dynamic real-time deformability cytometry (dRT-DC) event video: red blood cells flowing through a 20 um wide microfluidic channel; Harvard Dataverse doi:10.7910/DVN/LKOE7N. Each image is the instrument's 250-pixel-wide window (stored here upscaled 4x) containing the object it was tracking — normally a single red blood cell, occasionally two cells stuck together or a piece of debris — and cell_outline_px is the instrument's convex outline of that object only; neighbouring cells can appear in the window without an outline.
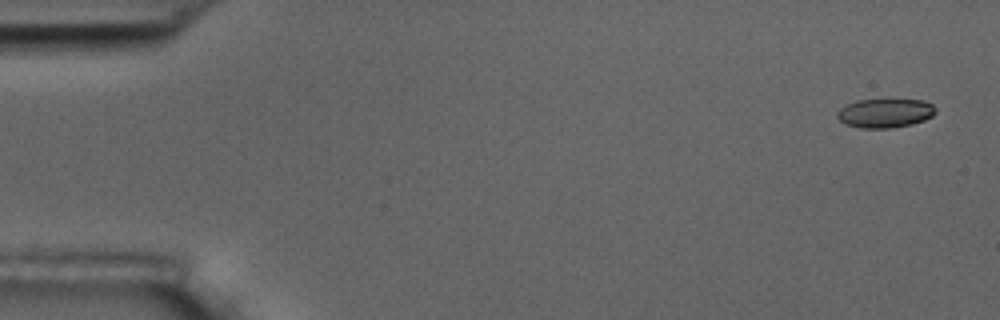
{"species": "common noctule bat (a hibernating species)", "species_latin": "Nyctalus noctula", "temperature_condition": "room temperature", "stored_images_in_passage": 7, "camera_frame_rate_fps": 3000, "um_per_image_px": 0.085, "animal": {"sex": "male", "body_mass_g": 17.5, "forearm_length_mm": 52.3}, "frame": {"image": 1, "passage_image": 1, "time_ms": 0.0, "image_size_px": [1000, 320], "cell_outline_px": [[936, 112], [932, 116], [924, 120], [912, 124], [892, 128], [860, 128], [844, 124], [836, 116], [836, 112], [840, 108], [856, 100], [924, 100], [932, 104], [936, 108]], "centroid_in_image_um": [75.22, 9.62], "position_along_channel_um": 9.8, "area_um2": 16.7}}
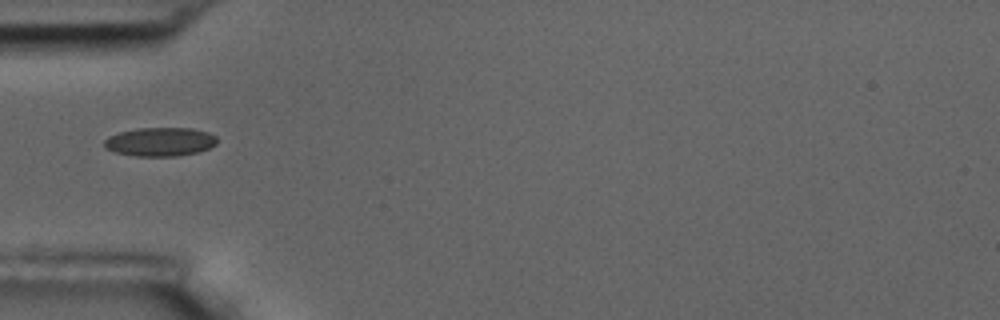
{"frame": {"image": 2, "passage_image": 5, "time_ms": 5.333, "image_size_px": [1000, 320], "cell_outline_px": [[216, 144], [208, 148], [196, 152], [176, 156], [136, 156], [116, 152], [104, 148], [104, 140], [108, 136], [120, 132], [136, 128], [192, 128], [208, 132], [216, 136]], "centroid_in_image_um": [13.58, 12.04], "position_along_channel_um": 71.4, "area_um2": 18.84}}